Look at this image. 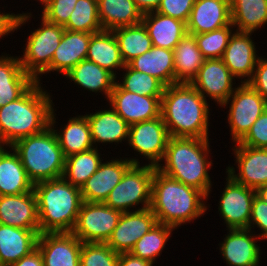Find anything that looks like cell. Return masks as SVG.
<instances>
[{"mask_svg":"<svg viewBox=\"0 0 267 266\" xmlns=\"http://www.w3.org/2000/svg\"><path fill=\"white\" fill-rule=\"evenodd\" d=\"M173 51L175 84L190 83L198 74L205 60L194 35L187 33Z\"/></svg>","mask_w":267,"mask_h":266,"instance_id":"34","label":"cell"},{"mask_svg":"<svg viewBox=\"0 0 267 266\" xmlns=\"http://www.w3.org/2000/svg\"><path fill=\"white\" fill-rule=\"evenodd\" d=\"M65 77L69 78V81H73L78 88H84V91L97 93L96 95L101 93L105 96L106 101H108L116 82V77L112 73L87 59L79 62L64 75Z\"/></svg>","mask_w":267,"mask_h":266,"instance_id":"30","label":"cell"},{"mask_svg":"<svg viewBox=\"0 0 267 266\" xmlns=\"http://www.w3.org/2000/svg\"><path fill=\"white\" fill-rule=\"evenodd\" d=\"M235 31L231 23L218 30L194 34V37L205 59L222 58L229 39Z\"/></svg>","mask_w":267,"mask_h":266,"instance_id":"41","label":"cell"},{"mask_svg":"<svg viewBox=\"0 0 267 266\" xmlns=\"http://www.w3.org/2000/svg\"><path fill=\"white\" fill-rule=\"evenodd\" d=\"M40 230L0 224V265L9 266L37 248Z\"/></svg>","mask_w":267,"mask_h":266,"instance_id":"27","label":"cell"},{"mask_svg":"<svg viewBox=\"0 0 267 266\" xmlns=\"http://www.w3.org/2000/svg\"><path fill=\"white\" fill-rule=\"evenodd\" d=\"M109 108L96 109V112L85 113L91 129V138L95 148L105 145L128 142L130 125L109 105Z\"/></svg>","mask_w":267,"mask_h":266,"instance_id":"23","label":"cell"},{"mask_svg":"<svg viewBox=\"0 0 267 266\" xmlns=\"http://www.w3.org/2000/svg\"><path fill=\"white\" fill-rule=\"evenodd\" d=\"M236 79L224 64L222 58L205 59L196 77L190 84L210 102L221 106L234 92ZM235 86V87H233ZM208 97V99H207ZM210 99V100H209Z\"/></svg>","mask_w":267,"mask_h":266,"instance_id":"14","label":"cell"},{"mask_svg":"<svg viewBox=\"0 0 267 266\" xmlns=\"http://www.w3.org/2000/svg\"><path fill=\"white\" fill-rule=\"evenodd\" d=\"M230 8L237 32L255 33L267 25V0H230Z\"/></svg>","mask_w":267,"mask_h":266,"instance_id":"35","label":"cell"},{"mask_svg":"<svg viewBox=\"0 0 267 266\" xmlns=\"http://www.w3.org/2000/svg\"><path fill=\"white\" fill-rule=\"evenodd\" d=\"M98 10L103 30L142 23L143 14L134 0H98Z\"/></svg>","mask_w":267,"mask_h":266,"instance_id":"33","label":"cell"},{"mask_svg":"<svg viewBox=\"0 0 267 266\" xmlns=\"http://www.w3.org/2000/svg\"><path fill=\"white\" fill-rule=\"evenodd\" d=\"M86 59L118 77V72L126 65L118 41L111 30H102L91 35ZM117 70V71H116Z\"/></svg>","mask_w":267,"mask_h":266,"instance_id":"31","label":"cell"},{"mask_svg":"<svg viewBox=\"0 0 267 266\" xmlns=\"http://www.w3.org/2000/svg\"><path fill=\"white\" fill-rule=\"evenodd\" d=\"M256 195L267 203V184L256 190Z\"/></svg>","mask_w":267,"mask_h":266,"instance_id":"52","label":"cell"},{"mask_svg":"<svg viewBox=\"0 0 267 266\" xmlns=\"http://www.w3.org/2000/svg\"><path fill=\"white\" fill-rule=\"evenodd\" d=\"M11 147L33 184L63 177L65 157L51 126L39 134L17 140Z\"/></svg>","mask_w":267,"mask_h":266,"instance_id":"6","label":"cell"},{"mask_svg":"<svg viewBox=\"0 0 267 266\" xmlns=\"http://www.w3.org/2000/svg\"><path fill=\"white\" fill-rule=\"evenodd\" d=\"M44 266H80L82 242L72 232L39 234Z\"/></svg>","mask_w":267,"mask_h":266,"instance_id":"20","label":"cell"},{"mask_svg":"<svg viewBox=\"0 0 267 266\" xmlns=\"http://www.w3.org/2000/svg\"><path fill=\"white\" fill-rule=\"evenodd\" d=\"M15 15L16 14H14V13H7V12H5V11H3L2 13H1V11H0V18H15Z\"/></svg>","mask_w":267,"mask_h":266,"instance_id":"53","label":"cell"},{"mask_svg":"<svg viewBox=\"0 0 267 266\" xmlns=\"http://www.w3.org/2000/svg\"><path fill=\"white\" fill-rule=\"evenodd\" d=\"M196 0H161L156 12L187 24Z\"/></svg>","mask_w":267,"mask_h":266,"instance_id":"44","label":"cell"},{"mask_svg":"<svg viewBox=\"0 0 267 266\" xmlns=\"http://www.w3.org/2000/svg\"><path fill=\"white\" fill-rule=\"evenodd\" d=\"M32 17L34 18L32 12H22L17 13L15 18H0V39L4 40V37L20 30L23 25L31 21Z\"/></svg>","mask_w":267,"mask_h":266,"instance_id":"48","label":"cell"},{"mask_svg":"<svg viewBox=\"0 0 267 266\" xmlns=\"http://www.w3.org/2000/svg\"><path fill=\"white\" fill-rule=\"evenodd\" d=\"M9 266H44V262L39 249L36 248L30 254L22 257L16 263H13Z\"/></svg>","mask_w":267,"mask_h":266,"instance_id":"49","label":"cell"},{"mask_svg":"<svg viewBox=\"0 0 267 266\" xmlns=\"http://www.w3.org/2000/svg\"><path fill=\"white\" fill-rule=\"evenodd\" d=\"M122 212L101 202H82L72 233L82 243H106Z\"/></svg>","mask_w":267,"mask_h":266,"instance_id":"10","label":"cell"},{"mask_svg":"<svg viewBox=\"0 0 267 266\" xmlns=\"http://www.w3.org/2000/svg\"><path fill=\"white\" fill-rule=\"evenodd\" d=\"M100 148H92L65 158L63 178L73 186L81 188L104 160ZM103 158V159H102Z\"/></svg>","mask_w":267,"mask_h":266,"instance_id":"36","label":"cell"},{"mask_svg":"<svg viewBox=\"0 0 267 266\" xmlns=\"http://www.w3.org/2000/svg\"><path fill=\"white\" fill-rule=\"evenodd\" d=\"M209 140L211 139L170 136L163 160L157 165V169L187 186L198 189L209 198L213 185L209 175L213 166Z\"/></svg>","mask_w":267,"mask_h":266,"instance_id":"4","label":"cell"},{"mask_svg":"<svg viewBox=\"0 0 267 266\" xmlns=\"http://www.w3.org/2000/svg\"><path fill=\"white\" fill-rule=\"evenodd\" d=\"M40 27L31 31L19 55L23 70L36 79L50 64L56 48L59 46L65 28L45 20L42 16Z\"/></svg>","mask_w":267,"mask_h":266,"instance_id":"9","label":"cell"},{"mask_svg":"<svg viewBox=\"0 0 267 266\" xmlns=\"http://www.w3.org/2000/svg\"><path fill=\"white\" fill-rule=\"evenodd\" d=\"M260 56L252 78L247 82L267 101V58Z\"/></svg>","mask_w":267,"mask_h":266,"instance_id":"47","label":"cell"},{"mask_svg":"<svg viewBox=\"0 0 267 266\" xmlns=\"http://www.w3.org/2000/svg\"><path fill=\"white\" fill-rule=\"evenodd\" d=\"M63 27L69 31L92 34L102 31L98 0H77L68 22Z\"/></svg>","mask_w":267,"mask_h":266,"instance_id":"40","label":"cell"},{"mask_svg":"<svg viewBox=\"0 0 267 266\" xmlns=\"http://www.w3.org/2000/svg\"><path fill=\"white\" fill-rule=\"evenodd\" d=\"M252 35L253 33L235 31L222 57L224 64L236 79H240V83H247L252 78L260 57Z\"/></svg>","mask_w":267,"mask_h":266,"instance_id":"19","label":"cell"},{"mask_svg":"<svg viewBox=\"0 0 267 266\" xmlns=\"http://www.w3.org/2000/svg\"><path fill=\"white\" fill-rule=\"evenodd\" d=\"M56 110L53 107L51 111L50 126L55 131L65 158L95 148L91 138L90 125L84 114L70 117L66 124L57 129Z\"/></svg>","mask_w":267,"mask_h":266,"instance_id":"25","label":"cell"},{"mask_svg":"<svg viewBox=\"0 0 267 266\" xmlns=\"http://www.w3.org/2000/svg\"><path fill=\"white\" fill-rule=\"evenodd\" d=\"M207 200V196L198 189L155 169L150 209L158 223L172 226L176 230L181 225L190 224L209 210Z\"/></svg>","mask_w":267,"mask_h":266,"instance_id":"2","label":"cell"},{"mask_svg":"<svg viewBox=\"0 0 267 266\" xmlns=\"http://www.w3.org/2000/svg\"><path fill=\"white\" fill-rule=\"evenodd\" d=\"M156 168L145 163L133 164L111 190L104 203L122 213L150 208L152 180Z\"/></svg>","mask_w":267,"mask_h":266,"instance_id":"7","label":"cell"},{"mask_svg":"<svg viewBox=\"0 0 267 266\" xmlns=\"http://www.w3.org/2000/svg\"><path fill=\"white\" fill-rule=\"evenodd\" d=\"M157 223L150 208L123 212L106 244L119 254L129 253L134 244Z\"/></svg>","mask_w":267,"mask_h":266,"instance_id":"18","label":"cell"},{"mask_svg":"<svg viewBox=\"0 0 267 266\" xmlns=\"http://www.w3.org/2000/svg\"><path fill=\"white\" fill-rule=\"evenodd\" d=\"M260 230L257 236L260 240L267 241V203L255 195L252 202L251 217L248 229Z\"/></svg>","mask_w":267,"mask_h":266,"instance_id":"46","label":"cell"},{"mask_svg":"<svg viewBox=\"0 0 267 266\" xmlns=\"http://www.w3.org/2000/svg\"><path fill=\"white\" fill-rule=\"evenodd\" d=\"M190 83L164 88L161 116L171 137L209 138L210 104Z\"/></svg>","mask_w":267,"mask_h":266,"instance_id":"1","label":"cell"},{"mask_svg":"<svg viewBox=\"0 0 267 266\" xmlns=\"http://www.w3.org/2000/svg\"><path fill=\"white\" fill-rule=\"evenodd\" d=\"M170 135L162 116L140 123L129 128L128 144L135 156L144 158L148 165L156 166L163 160Z\"/></svg>","mask_w":267,"mask_h":266,"instance_id":"11","label":"cell"},{"mask_svg":"<svg viewBox=\"0 0 267 266\" xmlns=\"http://www.w3.org/2000/svg\"><path fill=\"white\" fill-rule=\"evenodd\" d=\"M142 23L148 31L152 45L168 50H174L187 34V24L185 22L156 11L143 14Z\"/></svg>","mask_w":267,"mask_h":266,"instance_id":"29","label":"cell"},{"mask_svg":"<svg viewBox=\"0 0 267 266\" xmlns=\"http://www.w3.org/2000/svg\"><path fill=\"white\" fill-rule=\"evenodd\" d=\"M118 266H153V263L145 259L135 257L130 253H120Z\"/></svg>","mask_w":267,"mask_h":266,"instance_id":"50","label":"cell"},{"mask_svg":"<svg viewBox=\"0 0 267 266\" xmlns=\"http://www.w3.org/2000/svg\"><path fill=\"white\" fill-rule=\"evenodd\" d=\"M131 157L115 158L111 156L108 161H102L97 171L80 188L82 200L84 202L104 203L111 190L121 181L125 172L133 164H142L139 157L138 159L134 156Z\"/></svg>","mask_w":267,"mask_h":266,"instance_id":"15","label":"cell"},{"mask_svg":"<svg viewBox=\"0 0 267 266\" xmlns=\"http://www.w3.org/2000/svg\"><path fill=\"white\" fill-rule=\"evenodd\" d=\"M0 224L40 230L34 191L0 196Z\"/></svg>","mask_w":267,"mask_h":266,"instance_id":"22","label":"cell"},{"mask_svg":"<svg viewBox=\"0 0 267 266\" xmlns=\"http://www.w3.org/2000/svg\"><path fill=\"white\" fill-rule=\"evenodd\" d=\"M77 0H44L41 16L50 23L64 26L74 10Z\"/></svg>","mask_w":267,"mask_h":266,"instance_id":"43","label":"cell"},{"mask_svg":"<svg viewBox=\"0 0 267 266\" xmlns=\"http://www.w3.org/2000/svg\"><path fill=\"white\" fill-rule=\"evenodd\" d=\"M174 227L157 223L149 232L144 234L133 246L129 252L135 257L145 259L155 264L161 257L163 249L172 237Z\"/></svg>","mask_w":267,"mask_h":266,"instance_id":"38","label":"cell"},{"mask_svg":"<svg viewBox=\"0 0 267 266\" xmlns=\"http://www.w3.org/2000/svg\"><path fill=\"white\" fill-rule=\"evenodd\" d=\"M239 143L248 147L267 148V108Z\"/></svg>","mask_w":267,"mask_h":266,"instance_id":"45","label":"cell"},{"mask_svg":"<svg viewBox=\"0 0 267 266\" xmlns=\"http://www.w3.org/2000/svg\"><path fill=\"white\" fill-rule=\"evenodd\" d=\"M40 234L72 232L83 202L79 187L63 177L34 184Z\"/></svg>","mask_w":267,"mask_h":266,"instance_id":"5","label":"cell"},{"mask_svg":"<svg viewBox=\"0 0 267 266\" xmlns=\"http://www.w3.org/2000/svg\"><path fill=\"white\" fill-rule=\"evenodd\" d=\"M128 65L158 79L165 87L175 84L174 51L153 46Z\"/></svg>","mask_w":267,"mask_h":266,"instance_id":"32","label":"cell"},{"mask_svg":"<svg viewBox=\"0 0 267 266\" xmlns=\"http://www.w3.org/2000/svg\"><path fill=\"white\" fill-rule=\"evenodd\" d=\"M35 82L20 98L0 107V145L39 134L50 126L54 102L51 92Z\"/></svg>","mask_w":267,"mask_h":266,"instance_id":"3","label":"cell"},{"mask_svg":"<svg viewBox=\"0 0 267 266\" xmlns=\"http://www.w3.org/2000/svg\"><path fill=\"white\" fill-rule=\"evenodd\" d=\"M124 71L116 84L123 90L135 92L142 96H162L165 86L155 77L132 69L128 64L121 70ZM122 78V79H121ZM120 80V82H119Z\"/></svg>","mask_w":267,"mask_h":266,"instance_id":"39","label":"cell"},{"mask_svg":"<svg viewBox=\"0 0 267 266\" xmlns=\"http://www.w3.org/2000/svg\"><path fill=\"white\" fill-rule=\"evenodd\" d=\"M229 105V106H228ZM228 108L227 123L233 142H240L250 131L254 122L267 108V101L248 83H240L221 105Z\"/></svg>","mask_w":267,"mask_h":266,"instance_id":"8","label":"cell"},{"mask_svg":"<svg viewBox=\"0 0 267 266\" xmlns=\"http://www.w3.org/2000/svg\"><path fill=\"white\" fill-rule=\"evenodd\" d=\"M218 202V213L227 229L248 228L256 190L234 181L227 175Z\"/></svg>","mask_w":267,"mask_h":266,"instance_id":"13","label":"cell"},{"mask_svg":"<svg viewBox=\"0 0 267 266\" xmlns=\"http://www.w3.org/2000/svg\"><path fill=\"white\" fill-rule=\"evenodd\" d=\"M37 2H40V4L44 1V0H36Z\"/></svg>","mask_w":267,"mask_h":266,"instance_id":"54","label":"cell"},{"mask_svg":"<svg viewBox=\"0 0 267 266\" xmlns=\"http://www.w3.org/2000/svg\"><path fill=\"white\" fill-rule=\"evenodd\" d=\"M119 253L106 243H82L80 266H118Z\"/></svg>","mask_w":267,"mask_h":266,"instance_id":"42","label":"cell"},{"mask_svg":"<svg viewBox=\"0 0 267 266\" xmlns=\"http://www.w3.org/2000/svg\"><path fill=\"white\" fill-rule=\"evenodd\" d=\"M233 146L232 154L235 157L236 168L229 165L226 167L225 173L237 183L254 190L266 185L267 148L248 147L239 142Z\"/></svg>","mask_w":267,"mask_h":266,"instance_id":"12","label":"cell"},{"mask_svg":"<svg viewBox=\"0 0 267 266\" xmlns=\"http://www.w3.org/2000/svg\"><path fill=\"white\" fill-rule=\"evenodd\" d=\"M112 31L118 41L125 64H128L135 57L144 54L153 47L152 40L143 23L118 27Z\"/></svg>","mask_w":267,"mask_h":266,"instance_id":"37","label":"cell"},{"mask_svg":"<svg viewBox=\"0 0 267 266\" xmlns=\"http://www.w3.org/2000/svg\"><path fill=\"white\" fill-rule=\"evenodd\" d=\"M137 8L142 14L156 11L160 5L161 0H134Z\"/></svg>","mask_w":267,"mask_h":266,"instance_id":"51","label":"cell"},{"mask_svg":"<svg viewBox=\"0 0 267 266\" xmlns=\"http://www.w3.org/2000/svg\"><path fill=\"white\" fill-rule=\"evenodd\" d=\"M219 252L227 266H261V241L257 232L248 228L226 229Z\"/></svg>","mask_w":267,"mask_h":266,"instance_id":"16","label":"cell"},{"mask_svg":"<svg viewBox=\"0 0 267 266\" xmlns=\"http://www.w3.org/2000/svg\"><path fill=\"white\" fill-rule=\"evenodd\" d=\"M91 35L92 33L65 29L60 44L53 54L51 64L35 80L42 83L41 75L46 76L51 72L64 76L79 62L85 60Z\"/></svg>","mask_w":267,"mask_h":266,"instance_id":"21","label":"cell"},{"mask_svg":"<svg viewBox=\"0 0 267 266\" xmlns=\"http://www.w3.org/2000/svg\"><path fill=\"white\" fill-rule=\"evenodd\" d=\"M33 188L17 153L11 146H0V196L27 193Z\"/></svg>","mask_w":267,"mask_h":266,"instance_id":"28","label":"cell"},{"mask_svg":"<svg viewBox=\"0 0 267 266\" xmlns=\"http://www.w3.org/2000/svg\"><path fill=\"white\" fill-rule=\"evenodd\" d=\"M161 97L142 96L123 90L115 83L107 105H110L131 126L160 117Z\"/></svg>","mask_w":267,"mask_h":266,"instance_id":"17","label":"cell"},{"mask_svg":"<svg viewBox=\"0 0 267 266\" xmlns=\"http://www.w3.org/2000/svg\"><path fill=\"white\" fill-rule=\"evenodd\" d=\"M36 80L26 73L19 56H0V107L20 98Z\"/></svg>","mask_w":267,"mask_h":266,"instance_id":"26","label":"cell"},{"mask_svg":"<svg viewBox=\"0 0 267 266\" xmlns=\"http://www.w3.org/2000/svg\"><path fill=\"white\" fill-rule=\"evenodd\" d=\"M231 23L230 0H196L187 22V33L211 32Z\"/></svg>","mask_w":267,"mask_h":266,"instance_id":"24","label":"cell"}]
</instances>
